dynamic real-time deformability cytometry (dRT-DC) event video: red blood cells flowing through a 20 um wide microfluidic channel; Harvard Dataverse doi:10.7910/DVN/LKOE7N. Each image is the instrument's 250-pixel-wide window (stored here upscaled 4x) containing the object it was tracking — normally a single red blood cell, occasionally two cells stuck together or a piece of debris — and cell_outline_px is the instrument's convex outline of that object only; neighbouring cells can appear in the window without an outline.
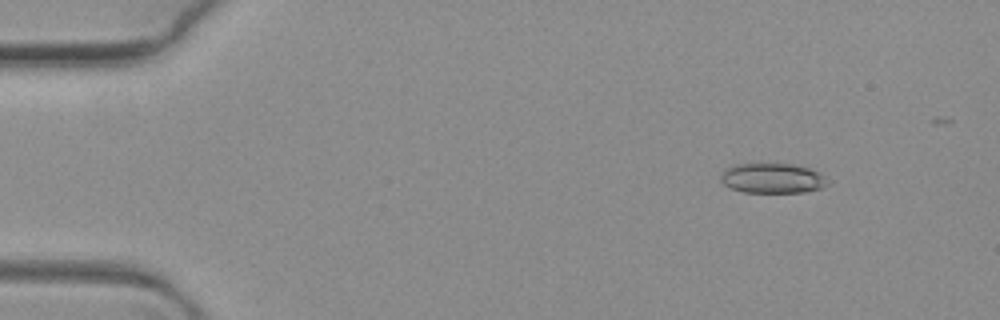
{"species": "common noctule bat (a hibernating species)", "species_latin": "Nyctalus noctula", "temperature_condition": "warm", "stored_images_in_passage": 5, "camera_frame_rate_fps": 3000, "um_per_image_px": 0.085, "animal": {"sex": "female", "body_mass_g": 19.3, "forearm_length_mm": 54.1}, "frame": {"image": 1, "passage_image": 2, "time_ms": 0.333, "image_size_px": [1000, 320], "cell_outline_px": [[828, 184], [820, 188], [804, 192], [744, 192], [732, 188], [724, 184], [720, 180], [720, 176], [728, 168], [736, 164], [792, 164], [808, 168], [816, 172]], "centroid_in_image_um": [65.6, 15.16], "position_along_channel_um": 19.4, "area_um2": 18.09}}
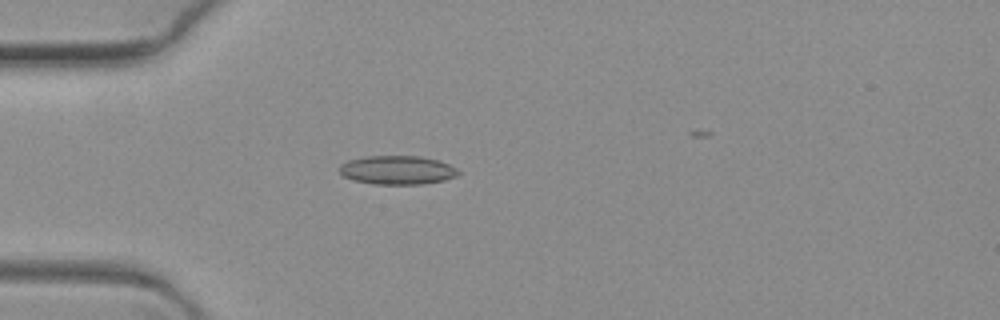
{"frame": {"image": 2, "passage_image": 5, "time_ms": 1.333, "image_size_px": [1000, 320], "cell_outline_px": [[460, 172], [456, 176], [444, 180], [420, 184], [372, 184], [356, 180], [344, 176], [340, 172], [340, 164], [348, 160], [368, 156], [420, 156], [436, 160], [448, 164], [456, 168]], "centroid_in_image_um": [33.77, 14.45], "position_along_channel_um": 51.2, "area_um2": 19.71}}